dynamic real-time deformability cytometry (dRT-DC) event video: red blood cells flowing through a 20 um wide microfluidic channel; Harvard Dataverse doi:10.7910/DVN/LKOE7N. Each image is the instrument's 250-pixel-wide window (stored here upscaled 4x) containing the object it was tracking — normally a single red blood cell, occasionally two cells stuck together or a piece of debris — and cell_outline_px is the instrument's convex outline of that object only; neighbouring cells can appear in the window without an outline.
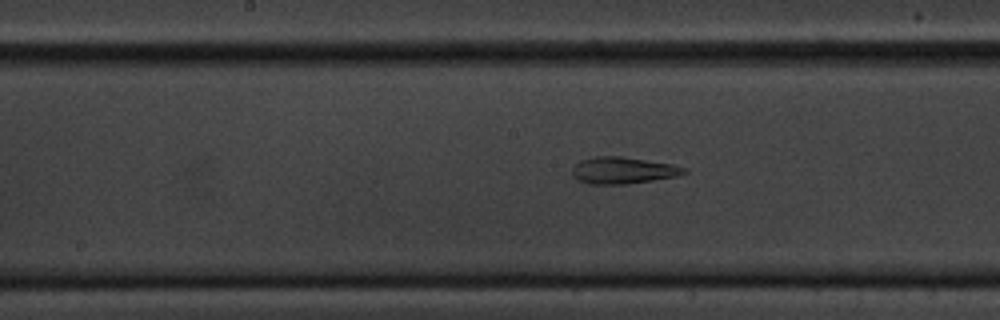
{"species": "common noctule bat (a hibernating species)", "species_latin": "Nyctalus noctula", "temperature_condition": "cold", "stored_images_in_passage": 57, "camera_frame_rate_fps": 3000, "um_per_image_px": 0.085, "animal": {"sex": "male", "body_mass_g": 20.1, "forearm_length_mm": 53.5}, "frame": {"image": 1, "passage_image": 28, "time_ms": 9.0, "image_size_px": [1000, 320], "cell_outline_px": [[688, 172], [676, 176], [628, 184], [588, 184], [572, 176], [572, 168], [580, 160], [596, 156], [620, 156], [672, 164], [688, 168]], "centroid_in_image_um": [52.95, 14.48], "position_along_channel_um": 195.2, "area_um2": 17.4}}
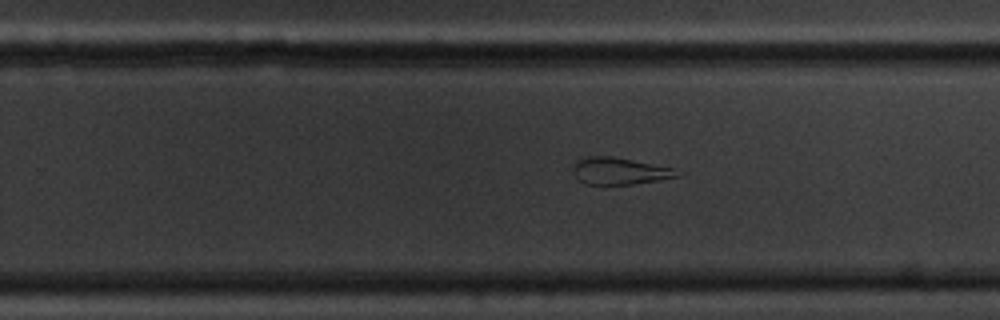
{"frame": {"image": 2, "passage_image": 35, "time_ms": 11.333, "image_size_px": [1000, 320], "cell_outline_px": [[684, 172], [680, 176], [660, 180], [632, 184], [584, 184], [576, 176], [572, 168], [576, 160], [580, 156], [612, 156], [672, 168]], "centroid_in_image_um": [52.66, 14.53], "position_along_channel_um": 277.1, "area_um2": 16.42}}
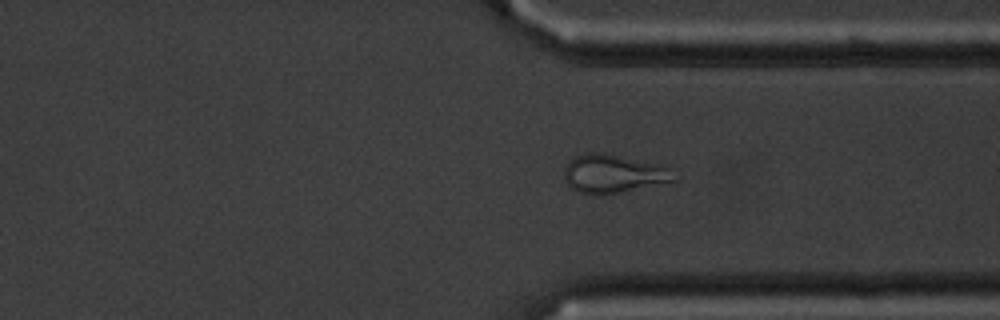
{"frame": {"image": 3, "passage_image": 42, "time_ms": 13.667, "image_size_px": [1000, 320], "cell_outline_px": [[680, 180], [604, 196], [576, 192], [564, 180], [564, 168], [568, 160], [584, 152], [600, 152], [656, 164], [668, 168], [680, 176]], "centroid_in_image_um": [52.13, 14.79], "position_along_channel_um": 359.3, "area_um2": 25.03}, "authors_computed_cell_mechanics": {"area_um2": 22.4264, "velocity_mm_per_s": 3.5296, "shape_relaxation_time_tau1_ms": null, "shape_relaxation_time_tau2_ms": 3.1776, "deformation_change_tau1": null, "deformation_change_tau2": 0.1386}}